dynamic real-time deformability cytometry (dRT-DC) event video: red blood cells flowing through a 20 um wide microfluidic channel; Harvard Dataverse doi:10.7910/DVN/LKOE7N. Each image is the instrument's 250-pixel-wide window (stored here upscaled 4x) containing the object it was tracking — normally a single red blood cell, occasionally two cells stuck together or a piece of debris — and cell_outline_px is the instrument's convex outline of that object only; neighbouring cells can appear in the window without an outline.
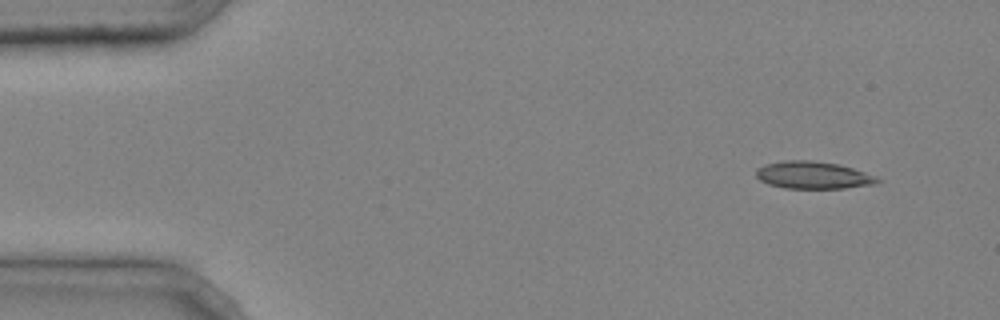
{"species": "common noctule bat (a hibernating species)", "species_latin": "Nyctalus noctula", "temperature_condition": "cold", "stored_images_in_passage": 5, "camera_frame_rate_fps": 3000, "um_per_image_px": 0.085, "animal": {"sex": "male", "body_mass_g": 20.4}, "frame": {"image": 1, "passage_image": 1, "time_ms": 0.0, "image_size_px": [1000, 320], "cell_outline_px": [[880, 180], [872, 184], [844, 188], [784, 188], [768, 184], [760, 180], [756, 176], [756, 168], [764, 164], [784, 160], [812, 160], [840, 164], [864, 172]], "centroid_in_image_um": [69.03, 14.87], "position_along_channel_um": 16.0, "area_um2": 19.19}}
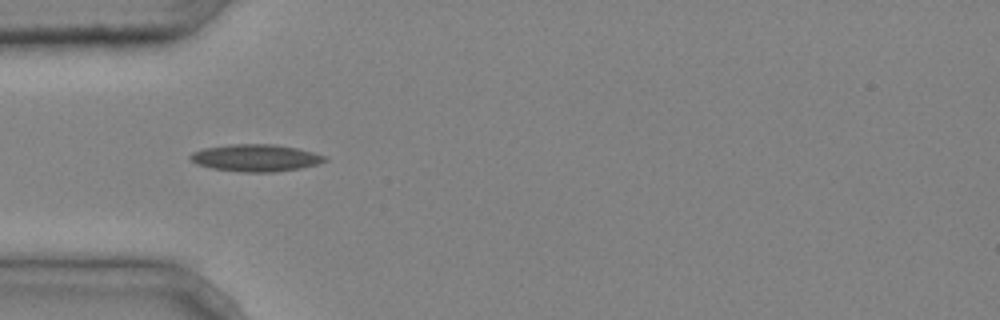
{"frame": {"image": 2, "passage_image": 4, "time_ms": 1.0, "image_size_px": [1000, 320], "cell_outline_px": [[328, 160], [316, 164], [300, 168], [276, 172], [240, 172], [212, 168], [196, 164], [188, 156], [192, 152], [204, 148], [232, 144], [276, 144], [296, 148], [312, 152], [324, 156]], "centroid_in_image_um": [21.7, 13.42], "position_along_channel_um": 63.3, "area_um2": 21.15}}